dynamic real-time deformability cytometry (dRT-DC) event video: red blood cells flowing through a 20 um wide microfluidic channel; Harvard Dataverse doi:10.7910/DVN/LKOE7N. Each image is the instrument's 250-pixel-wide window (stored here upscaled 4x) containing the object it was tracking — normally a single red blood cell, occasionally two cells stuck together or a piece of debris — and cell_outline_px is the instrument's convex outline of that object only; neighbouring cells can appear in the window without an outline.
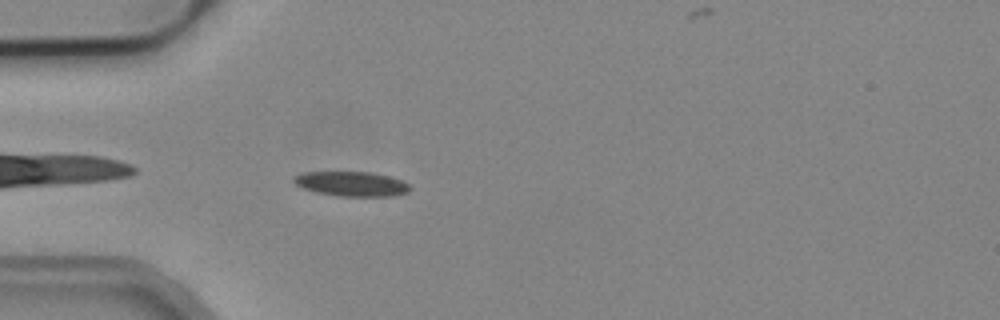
{"species": "common noctule bat (a hibernating species)", "species_latin": "Nyctalus noctula", "temperature_condition": "cold", "stored_images_in_passage": 5, "camera_frame_rate_fps": 3000, "um_per_image_px": 0.085, "animal": {"sex": "male", "body_mass_g": 19.2, "forearm_length_mm": 51.8}, "frame": {"image": 1, "passage_image": 5, "time_ms": 1.333, "image_size_px": [1000, 320], "cell_outline_px": [[412, 188], [408, 192], [392, 196], [340, 196], [316, 192], [304, 188], [296, 184], [292, 180], [296, 176], [304, 172], [372, 172], [388, 176], [400, 180], [408, 184]], "centroid_in_image_um": [29.9, 15.63], "position_along_channel_um": 55.1, "area_um2": 16.53}}